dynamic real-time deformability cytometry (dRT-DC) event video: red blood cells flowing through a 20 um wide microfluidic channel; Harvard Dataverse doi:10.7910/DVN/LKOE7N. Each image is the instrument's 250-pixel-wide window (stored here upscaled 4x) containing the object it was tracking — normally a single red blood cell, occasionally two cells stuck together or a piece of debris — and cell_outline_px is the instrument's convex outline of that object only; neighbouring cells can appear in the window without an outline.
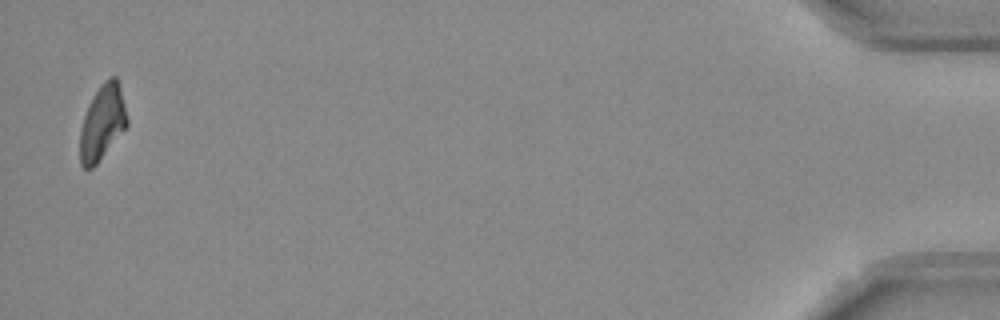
{"species": "Egyptian fruit bat (a non-hibernating species)", "species_latin": "Rousettus aegyptiacus", "temperature_condition": "room temperature", "stored_images_in_passage": 15, "camera_frame_rate_fps": 3000, "um_per_image_px": 0.085, "frame": {"image": 1, "passage_image": 15, "time_ms": 4.667, "image_size_px": [1000, 320], "cell_outline_px": [[128, 124], [96, 164], [92, 168], [84, 168], [80, 164], [80, 128], [88, 104], [92, 96], [100, 84], [108, 76], [116, 76], [120, 84], [128, 120]], "centroid_in_image_um": [8.69, 10.36], "position_along_channel_um": 426.5, "area_um2": 20.58}}